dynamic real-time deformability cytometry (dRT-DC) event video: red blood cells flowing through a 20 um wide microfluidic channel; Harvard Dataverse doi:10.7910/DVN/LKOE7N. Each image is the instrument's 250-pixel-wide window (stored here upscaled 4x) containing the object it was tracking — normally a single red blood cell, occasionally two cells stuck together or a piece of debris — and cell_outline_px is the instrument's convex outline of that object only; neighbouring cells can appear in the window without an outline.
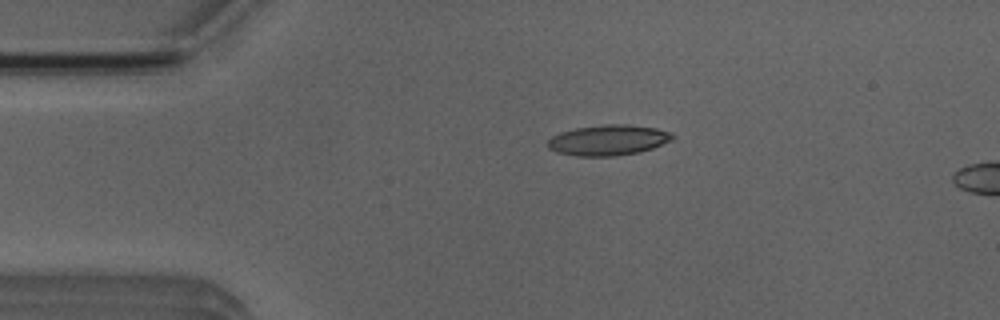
{"species": "Egyptian fruit bat (a non-hibernating species)", "species_latin": "Rousettus aegyptiacus", "temperature_condition": "room temperature", "stored_images_in_passage": 5, "camera_frame_rate_fps": 3000, "um_per_image_px": 0.085, "animal": {"sex": "male"}, "frame": {"image": 1, "passage_image": 3, "time_ms": 2.333, "image_size_px": [1000, 320], "cell_outline_px": [[676, 136], [672, 140], [652, 148], [640, 152], [616, 156], [576, 156], [556, 152], [548, 148], [548, 140], [552, 136], [560, 132], [576, 128], [604, 124], [628, 124], [656, 128], [672, 132]], "centroid_in_image_um": [51.72, 11.91], "position_along_channel_um": 33.3, "area_um2": 22.37}}